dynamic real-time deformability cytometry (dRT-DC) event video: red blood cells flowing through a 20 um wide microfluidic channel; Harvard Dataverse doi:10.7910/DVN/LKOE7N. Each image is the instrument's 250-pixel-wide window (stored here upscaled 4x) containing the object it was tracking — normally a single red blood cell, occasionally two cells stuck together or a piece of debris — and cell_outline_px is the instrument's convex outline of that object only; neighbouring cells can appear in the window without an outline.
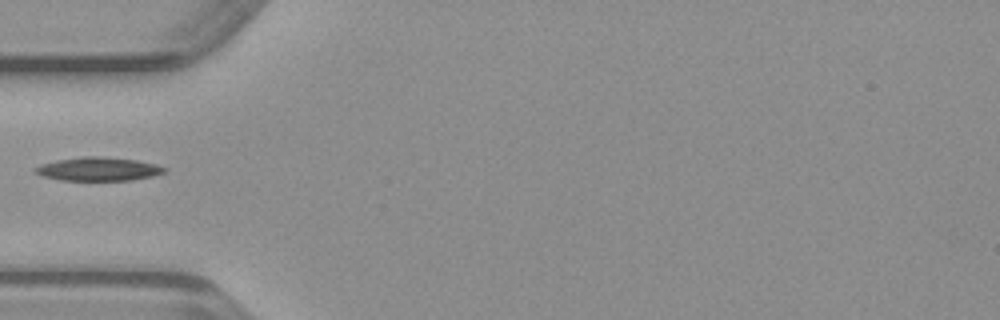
{"species": "common noctule bat (a hibernating species)", "species_latin": "Nyctalus noctula", "temperature_condition": "warm", "stored_images_in_passage": 34, "camera_frame_rate_fps": 3000, "um_per_image_px": 0.085, "animal": {"sex": "male", "body_mass_g": 23.1, "forearm_length_mm": 52.7}, "frame": {"image": 1, "passage_image": 1, "time_ms": 0.0, "image_size_px": [1000, 320], "cell_outline_px": [[168, 168], [164, 172], [152, 176], [132, 180], [60, 180], [44, 176], [32, 172], [32, 168], [40, 164], [56, 160], [80, 156], [100, 156], [136, 160], [156, 164]], "centroid_in_image_um": [8.31, 14.36], "position_along_channel_um": 76.7, "area_um2": 17.86}}
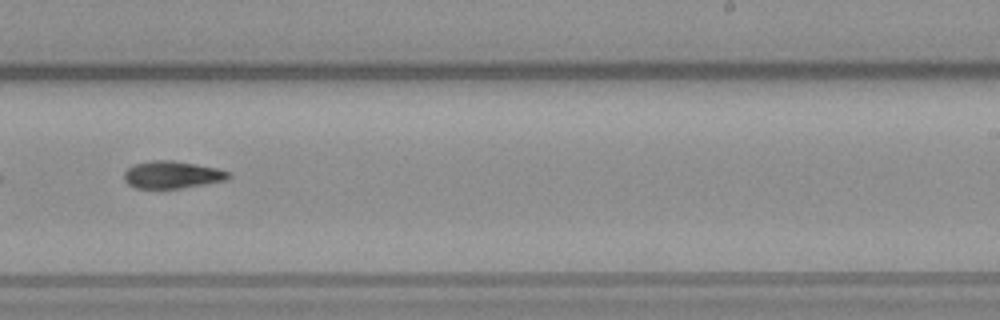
{"frame": {"image": 2, "passage_image": 15, "time_ms": 4.667, "image_size_px": [1000, 320], "cell_outline_px": [[232, 176], [224, 180], [204, 184], [180, 188], [136, 188], [128, 184], [124, 180], [124, 172], [132, 164], [152, 160], [172, 160], [196, 164], [216, 168], [228, 172]], "centroid_in_image_um": [14.58, 14.84], "position_along_channel_um": 274.4, "area_um2": 16.53}}
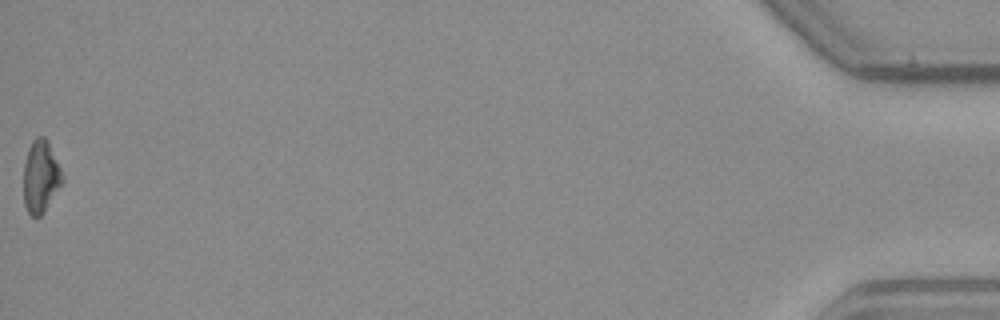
{"frame": {"image": 3, "passage_image": 34, "time_ms": 11.0, "image_size_px": [1000, 320], "cell_outline_px": [[64, 180], [44, 212], [40, 216], [32, 216], [28, 212], [24, 204], [24, 164], [28, 148], [32, 140], [36, 136], [44, 136], [48, 140], [60, 168]], "centroid_in_image_um": [3.45, 14.99], "position_along_channel_um": 431.7, "area_um2": 16.3}}